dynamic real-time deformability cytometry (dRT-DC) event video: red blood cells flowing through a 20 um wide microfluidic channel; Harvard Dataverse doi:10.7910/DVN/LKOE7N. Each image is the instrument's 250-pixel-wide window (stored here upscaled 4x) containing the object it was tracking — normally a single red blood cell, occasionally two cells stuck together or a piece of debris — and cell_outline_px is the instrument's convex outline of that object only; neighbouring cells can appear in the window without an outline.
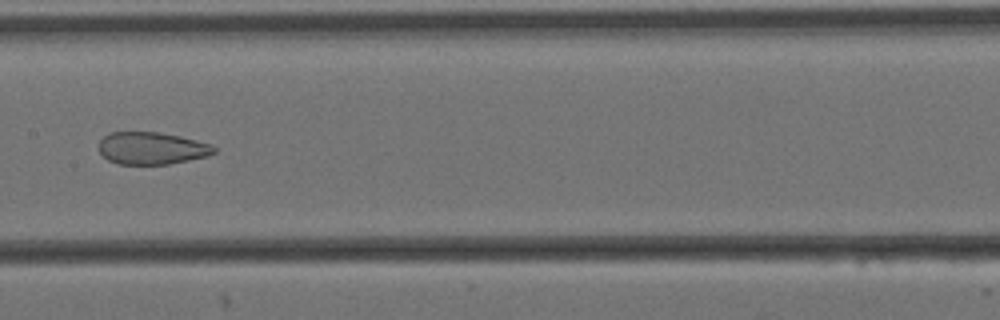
{"species": "Egyptian fruit bat (a non-hibernating species)", "species_latin": "Rousettus aegyptiacus", "temperature_condition": "cold", "stored_images_in_passage": 10, "camera_frame_rate_fps": 3000, "um_per_image_px": 0.085, "animal": {"sex": "female"}, "frame": {"image": 1, "passage_image": 7, "time_ms": 2.0, "image_size_px": [1000, 320], "cell_outline_px": [[216, 152], [208, 156], [168, 164], [120, 164], [108, 160], [96, 148], [100, 140], [108, 132], [160, 132], [180, 136], [212, 144], [216, 148]], "centroid_in_image_um": [12.88, 12.59], "position_along_channel_um": 194.5, "area_um2": 21.85}}